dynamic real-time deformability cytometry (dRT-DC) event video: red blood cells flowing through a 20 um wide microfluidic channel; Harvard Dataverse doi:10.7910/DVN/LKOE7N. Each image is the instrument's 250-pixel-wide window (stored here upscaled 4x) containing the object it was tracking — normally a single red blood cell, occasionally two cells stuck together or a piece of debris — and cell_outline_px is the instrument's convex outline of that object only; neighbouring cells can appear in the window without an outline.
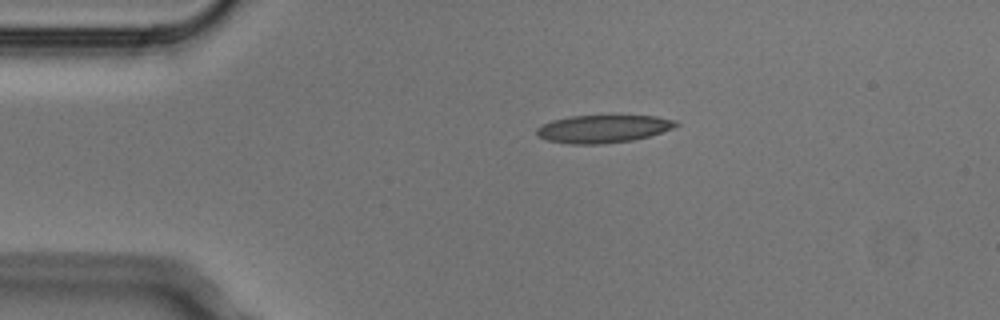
{"species": "Egyptian fruit bat (a non-hibernating species)", "species_latin": "Rousettus aegyptiacus", "temperature_condition": "cold", "stored_images_in_passage": 2, "camera_frame_rate_fps": 3000, "um_per_image_px": 0.085, "animal": {"sex": "male"}, "frame": {"image": 1, "passage_image": 1, "time_ms": 0.0, "image_size_px": [1000, 320], "cell_outline_px": [[680, 124], [672, 128], [648, 136], [632, 140], [600, 144], [572, 144], [548, 140], [536, 136], [536, 128], [552, 120], [568, 116], [612, 112], [656, 116], [676, 120]], "centroid_in_image_um": [51.28, 10.88], "position_along_channel_um": 33.7, "area_um2": 23.64}}